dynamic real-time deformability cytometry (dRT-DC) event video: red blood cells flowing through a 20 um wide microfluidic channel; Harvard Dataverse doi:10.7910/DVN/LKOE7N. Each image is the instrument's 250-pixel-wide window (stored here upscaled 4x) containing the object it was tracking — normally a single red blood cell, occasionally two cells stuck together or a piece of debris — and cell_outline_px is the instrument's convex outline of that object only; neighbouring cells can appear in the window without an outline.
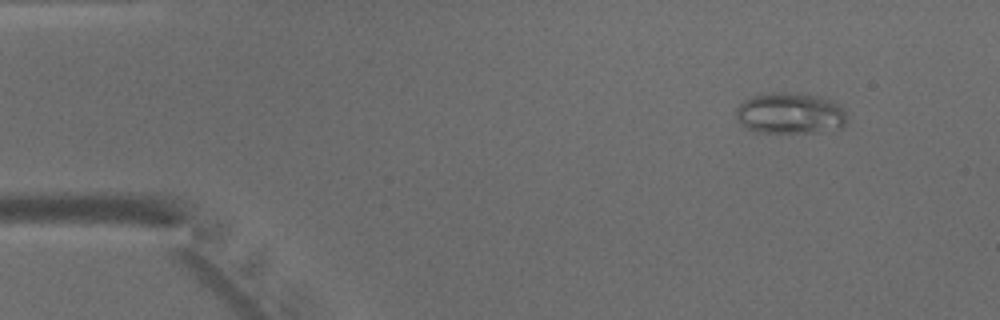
{"species": "common noctule bat (a hibernating species)", "species_latin": "Nyctalus noctula", "temperature_condition": "warm", "stored_images_in_passage": 43, "camera_frame_rate_fps": 3000, "um_per_image_px": 0.085, "animal": {"sex": "male", "body_mass_g": 15.6}, "frame": {"image": 1, "passage_image": 1, "time_ms": 0.0, "image_size_px": [1000, 320], "cell_outline_px": [[844, 124], [840, 128], [816, 132], [756, 132], [740, 124], [736, 120], [736, 108], [744, 100], [752, 96], [772, 92], [784, 92], [824, 96], [840, 104], [844, 112]], "centroid_in_image_um": [67.13, 9.62], "position_along_channel_um": 17.9, "area_um2": 26.65}}
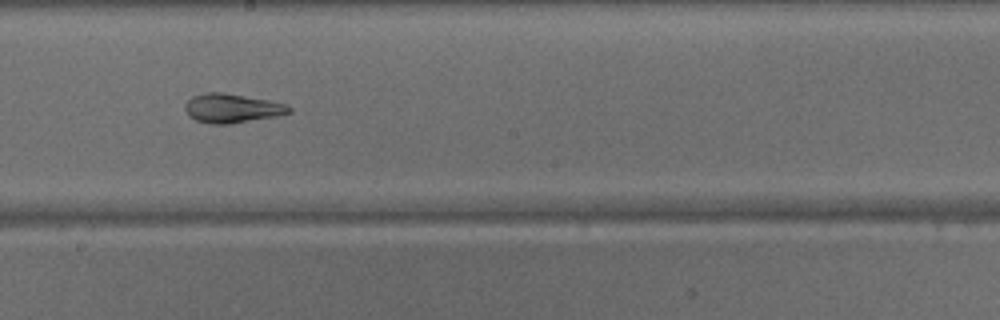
{"frame": {"image": 2, "passage_image": 22, "time_ms": 7.0, "image_size_px": [1000, 320], "cell_outline_px": [[292, 112], [272, 116], [228, 124], [208, 124], [196, 120], [188, 116], [184, 108], [188, 100], [192, 96], [204, 92], [220, 92], [268, 100], [288, 104], [292, 108]], "centroid_in_image_um": [19.68, 9.19], "position_along_channel_um": 228.5, "area_um2": 17.46}}
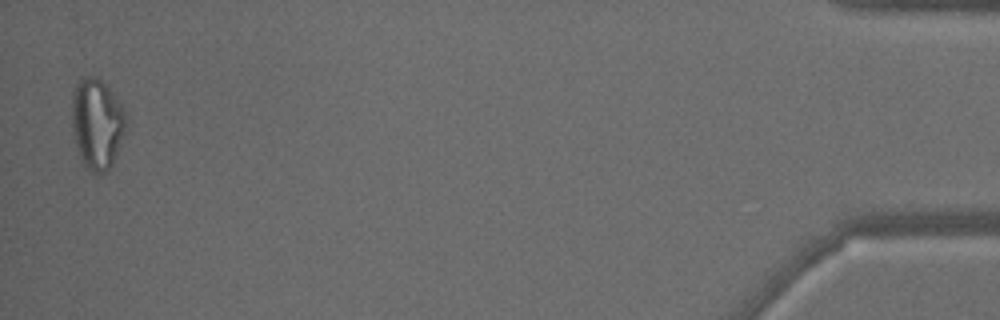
{"frame": {"image": 3, "passage_image": 42, "time_ms": 13.667, "image_size_px": [1000, 320], "cell_outline_px": [[128, 116], [112, 164], [100, 176], [96, 176], [80, 160], [76, 148], [72, 128], [72, 96], [76, 84], [84, 76], [96, 76], [112, 92], [124, 108]], "centroid_in_image_um": [8.22, 10.52], "position_along_channel_um": 427.0, "area_um2": 28.44}}